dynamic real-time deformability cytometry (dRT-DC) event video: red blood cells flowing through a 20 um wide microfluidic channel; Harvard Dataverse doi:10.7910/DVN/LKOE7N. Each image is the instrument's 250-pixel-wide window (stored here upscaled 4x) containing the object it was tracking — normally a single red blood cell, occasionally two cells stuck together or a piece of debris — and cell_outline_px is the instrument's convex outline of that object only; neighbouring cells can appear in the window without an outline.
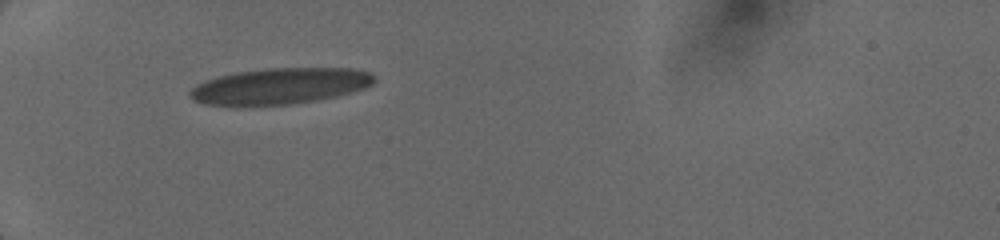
{"species": "human", "species_latin": "Homo sapiens", "temperature_condition": "cold", "stored_images_in_passage": 2, "camera_frame_rate_fps": 3000, "um_per_image_px": 0.085, "donor": {"sex": "female"}, "frame": {"image": 1, "passage_image": 1, "time_ms": 0.0, "image_size_px": [1000, 240], "cell_outline_px": [[376, 80], [372, 84], [364, 88], [352, 92], [336, 96], [316, 100], [288, 104], [204, 104], [192, 100], [188, 96], [188, 92], [196, 84], [220, 76], [236, 72], [268, 68], [352, 68], [372, 72], [376, 76]], "centroid_in_image_um": [23.85, 7.29], "position_along_channel_um": 61.2, "area_um2": 38.38}}